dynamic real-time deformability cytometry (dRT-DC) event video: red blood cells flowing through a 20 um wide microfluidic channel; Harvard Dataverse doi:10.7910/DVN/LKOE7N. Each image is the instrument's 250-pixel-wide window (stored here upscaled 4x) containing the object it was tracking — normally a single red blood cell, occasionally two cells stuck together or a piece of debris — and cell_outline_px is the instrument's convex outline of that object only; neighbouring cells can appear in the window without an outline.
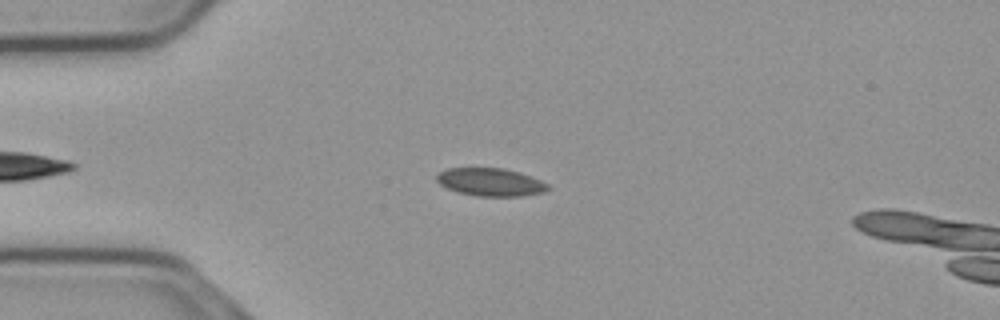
{"species": "common noctule bat (a hibernating species)", "species_latin": "Nyctalus noctula", "temperature_condition": "cold", "stored_images_in_passage": 47, "camera_frame_rate_fps": 3000, "um_per_image_px": 0.085, "animal": {"sex": "male", "body_mass_g": 23.1, "forearm_length_mm": 52.7}, "frame": {"image": 1, "passage_image": 10, "time_ms": 3.0, "image_size_px": [1000, 320], "cell_outline_px": [[552, 188], [544, 192], [520, 196], [476, 196], [460, 192], [448, 188], [440, 184], [436, 180], [436, 176], [440, 172], [448, 168], [504, 168], [520, 172], [540, 180], [548, 184]], "centroid_in_image_um": [41.72, 15.47], "position_along_channel_um": 43.3, "area_um2": 18.03}}
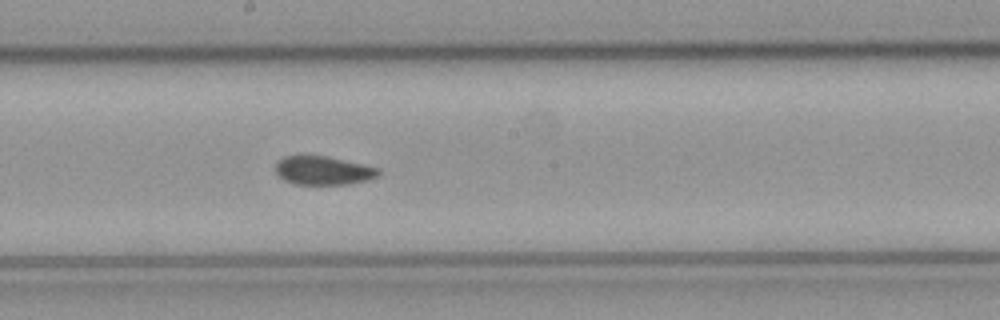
{"frame": {"image": 2, "passage_image": 26, "time_ms": 8.333, "image_size_px": [1000, 320], "cell_outline_px": [[380, 176], [368, 180], [348, 184], [292, 184], [284, 180], [276, 172], [276, 160], [284, 156], [328, 156], [380, 168]], "centroid_in_image_um": [27.49, 14.49], "position_along_channel_um": 220.7, "area_um2": 17.28}}
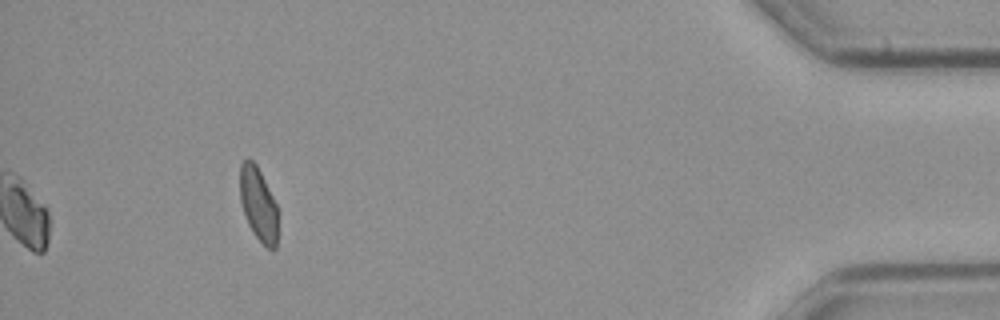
{"frame": {"image": 3, "passage_image": 47, "time_ms": 15.333, "image_size_px": [1000, 320], "cell_outline_px": [[276, 248], [268, 248], [252, 232], [248, 224], [240, 200], [240, 164], [248, 156], [256, 164], [276, 204]], "centroid_in_image_um": [21.92, 17.3], "position_along_channel_um": 413.3, "area_um2": 15.84}, "authors_computed_cell_mechanics": {"area_um2": 18.1492, "velocity_mm_per_s": 3.7099, "shape_relaxation_time_tau1_ms": null, "shape_relaxation_time_tau2_ms": 1.4048, "deformation_change_tau1": null, "deformation_change_tau2": 0.0346}}